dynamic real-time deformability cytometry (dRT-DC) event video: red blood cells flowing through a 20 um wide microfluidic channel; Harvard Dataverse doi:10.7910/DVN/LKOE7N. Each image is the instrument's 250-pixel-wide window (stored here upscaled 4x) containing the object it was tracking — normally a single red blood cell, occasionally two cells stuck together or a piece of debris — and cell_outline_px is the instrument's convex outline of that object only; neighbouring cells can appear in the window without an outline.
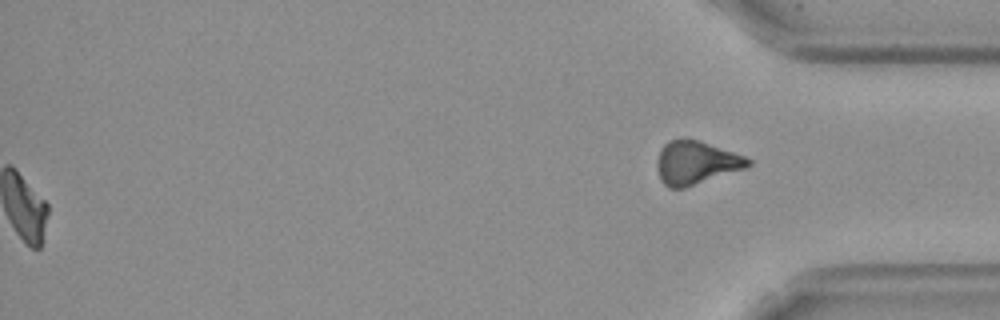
{"species": "Egyptian fruit bat (a non-hibernating species)", "species_latin": "Rousettus aegyptiacus", "temperature_condition": "cold", "stored_images_in_passage": 46, "segment_of_instrument_passage": [2, 2], "camera_frame_rate_fps": 3000, "um_per_image_px": 0.085, "frame": {"image": 1, "passage_image": 46, "time_ms": 15.0, "image_size_px": [1000, 320], "cell_outline_px": [[752, 164], [744, 168], [684, 188], [668, 188], [660, 180], [656, 168], [656, 164], [660, 152], [664, 144], [668, 140], [700, 140], [744, 156], [752, 160]], "centroid_in_image_um": [59.13, 13.84], "position_along_channel_um": 376.1, "area_um2": 22.66}}